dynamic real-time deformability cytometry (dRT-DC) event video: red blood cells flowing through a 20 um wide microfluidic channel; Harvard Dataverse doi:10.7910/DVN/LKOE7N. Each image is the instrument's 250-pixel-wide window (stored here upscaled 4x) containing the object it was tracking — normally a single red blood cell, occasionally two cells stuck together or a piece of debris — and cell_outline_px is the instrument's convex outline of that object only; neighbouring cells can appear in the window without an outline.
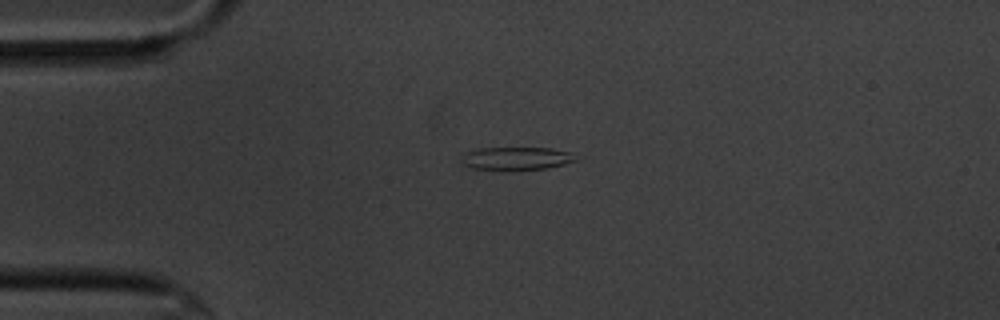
{"species": "common noctule bat (a hibernating species)", "species_latin": "Nyctalus noctula", "temperature_condition": "cold", "stored_images_in_passage": 45, "camera_frame_rate_fps": 3000, "um_per_image_px": 0.085, "animal": {"sex": "male", "body_mass_g": 20.1, "forearm_length_mm": 53.5}, "frame": {"image": 1, "passage_image": 1, "time_ms": 0.0, "image_size_px": [1000, 320], "cell_outline_px": [[576, 160], [564, 164], [548, 168], [508, 172], [504, 172], [472, 168], [464, 164], [460, 160], [460, 156], [476, 148], [552, 148], [568, 152]], "centroid_in_image_um": [43.8, 13.5], "position_along_channel_um": 41.2, "area_um2": 15.72}}
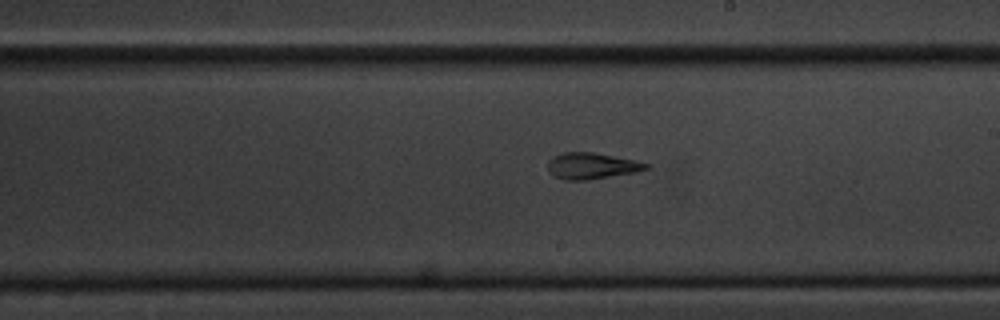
{"frame": {"image": 2, "passage_image": 20, "time_ms": 6.333, "image_size_px": [1000, 320], "cell_outline_px": [[648, 168], [636, 172], [588, 180], [564, 180], [548, 172], [548, 160], [552, 156], [564, 152], [592, 152], [632, 160], [648, 164]], "centroid_in_image_um": [50.22, 14.1], "position_along_channel_um": 238.8, "area_um2": 14.85}}
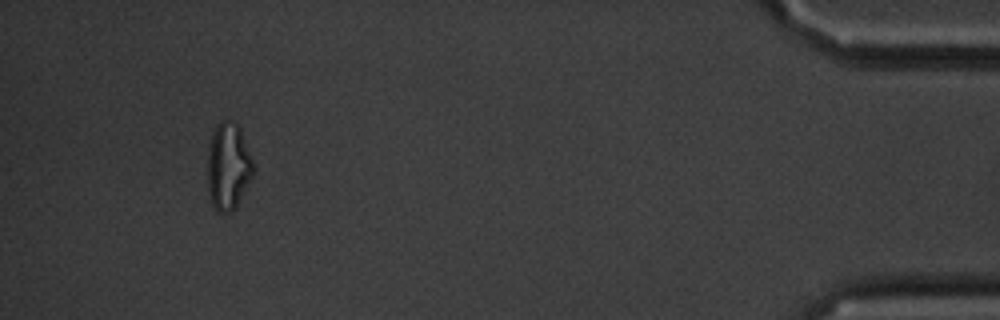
{"frame": {"image": 3, "passage_image": 41, "time_ms": 13.333, "image_size_px": [1000, 320], "cell_outline_px": [[252, 176], [232, 212], [216, 212], [212, 208], [208, 188], [208, 148], [212, 132], [216, 124], [220, 120], [228, 120], [236, 124], [240, 128], [252, 160]], "centroid_in_image_um": [19.36, 14.13], "position_along_channel_um": 415.8, "area_um2": 22.95}, "authors_computed_cell_mechanics": {"area_um2": 15.3748, "velocity_mm_per_s": 3.4891, "shape_relaxation_time_tau1_ms": null, "shape_relaxation_time_tau2_ms": 1.9242, "deformation_change_tau1": null, "deformation_change_tau2": 0.1168}}